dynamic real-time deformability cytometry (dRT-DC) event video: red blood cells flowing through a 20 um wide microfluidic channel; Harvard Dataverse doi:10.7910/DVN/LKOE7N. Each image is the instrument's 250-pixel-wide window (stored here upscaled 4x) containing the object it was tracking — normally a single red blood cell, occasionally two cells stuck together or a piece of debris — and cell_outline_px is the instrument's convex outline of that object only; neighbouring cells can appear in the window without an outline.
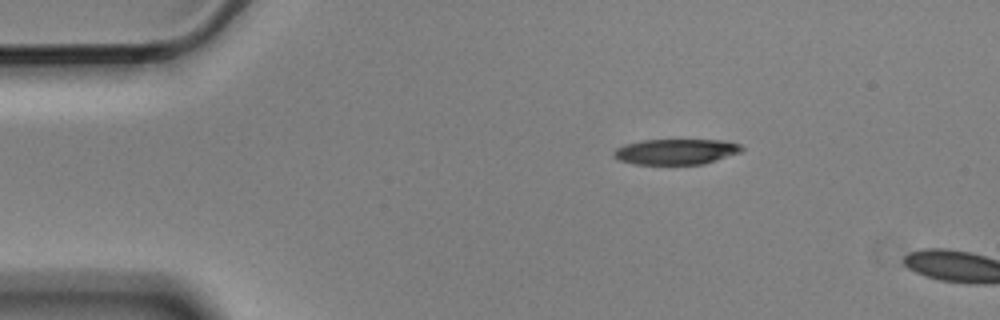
{"species": "Egyptian fruit bat (a non-hibernating species)", "species_latin": "Rousettus aegyptiacus", "temperature_condition": "cold", "stored_images_in_passage": 2, "camera_frame_rate_fps": 3000, "um_per_image_px": 0.085, "animal": {"sex": "male"}, "frame": {"image": 1, "passage_image": 1, "time_ms": 0.0, "image_size_px": [1000, 320], "cell_outline_px": [[744, 148], [740, 152], [704, 164], [632, 164], [620, 160], [612, 156], [612, 152], [616, 148], [624, 144], [640, 140], [728, 140], [740, 144]], "centroid_in_image_um": [57.43, 12.88], "position_along_channel_um": 27.6, "area_um2": 19.19}}